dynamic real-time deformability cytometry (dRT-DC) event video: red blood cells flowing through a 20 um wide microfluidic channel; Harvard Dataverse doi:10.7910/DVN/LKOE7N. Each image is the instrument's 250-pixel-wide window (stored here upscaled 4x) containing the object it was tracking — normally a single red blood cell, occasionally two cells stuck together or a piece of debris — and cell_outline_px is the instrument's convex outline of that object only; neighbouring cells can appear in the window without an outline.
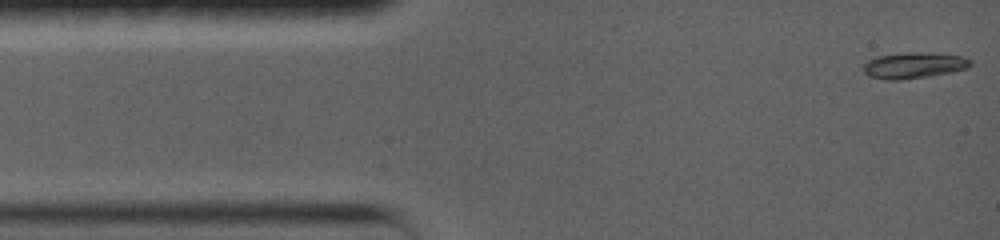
{"species": "common noctule bat (a hibernating species)", "species_latin": "Nyctalus noctula", "temperature_condition": "warm", "stored_images_in_passage": 43, "camera_frame_rate_fps": 5000, "um_per_image_px": 0.085, "animal": {"sex": "female", "body_mass_g": 19.0, "forearm_length_mm": 56.7}, "frame": {"image": 1, "passage_image": 1, "time_ms": 0.0, "image_size_px": [1000, 240], "cell_outline_px": [[972, 64], [968, 68], [952, 72], [928, 76], [900, 80], [888, 80], [868, 76], [864, 72], [864, 64], [868, 60], [876, 56], [904, 52], [912, 52], [964, 56], [972, 60]], "centroid_in_image_um": [77.67, 5.56], "position_along_channel_um": 7.3, "area_um2": 16.24}}
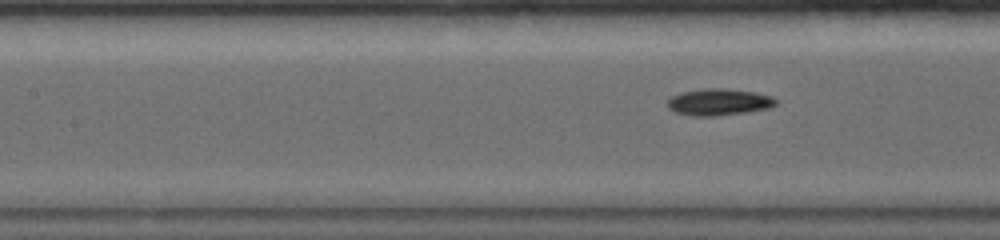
{"frame": {"image": 2, "passage_image": 19, "time_ms": 5.6, "image_size_px": [1000, 240], "cell_outline_px": [[776, 104], [768, 108], [744, 112], [712, 116], [692, 116], [676, 112], [668, 108], [668, 100], [672, 96], [680, 92], [708, 88], [724, 88], [756, 92], [772, 96], [776, 100]], "centroid_in_image_um": [61.09, 8.66], "position_along_channel_um": 146.3, "area_um2": 16.7}}
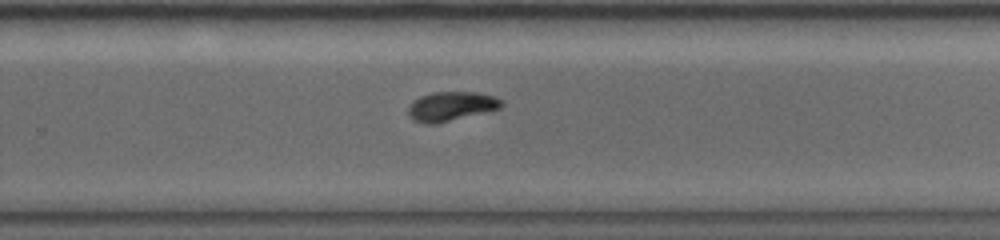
{"frame": {"image": 3, "passage_image": 37, "time_ms": 9.4, "image_size_px": [1000, 240], "cell_outline_px": [[504, 104], [500, 108], [444, 120], [416, 120], [408, 112], [408, 108], [420, 96], [432, 92], [476, 92], [492, 96], [500, 100]], "centroid_in_image_um": [38.4, 8.95], "position_along_channel_um": 291.4, "area_um2": 14.45}}